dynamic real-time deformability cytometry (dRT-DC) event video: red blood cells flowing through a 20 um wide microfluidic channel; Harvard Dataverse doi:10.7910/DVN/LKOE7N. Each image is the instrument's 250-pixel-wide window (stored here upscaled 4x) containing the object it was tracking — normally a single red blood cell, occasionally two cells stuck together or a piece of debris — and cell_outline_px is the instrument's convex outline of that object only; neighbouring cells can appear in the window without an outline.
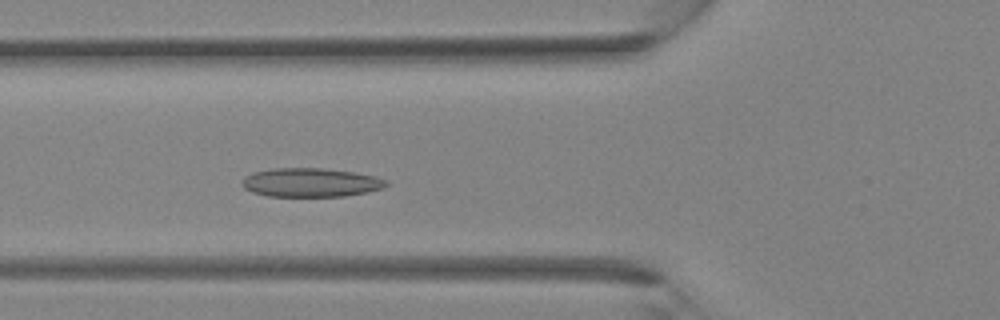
{"species": "Egyptian fruit bat (a non-hibernating species)", "species_latin": "Rousettus aegyptiacus", "temperature_condition": "room temperature", "stored_images_in_passage": 26, "camera_frame_rate_fps": 3000, "um_per_image_px": 0.085, "animal": {"sex": "female"}, "frame": {"image": 1, "passage_image": 3, "time_ms": 0.667, "image_size_px": [1000, 320], "cell_outline_px": [[388, 184], [384, 188], [368, 192], [344, 196], [268, 196], [252, 192], [244, 188], [240, 184], [240, 180], [244, 176], [252, 172], [272, 168], [320, 168], [356, 172], [376, 176], [388, 180]], "centroid_in_image_um": [26.4, 15.5], "position_along_channel_um": 99.4, "area_um2": 24.57}}
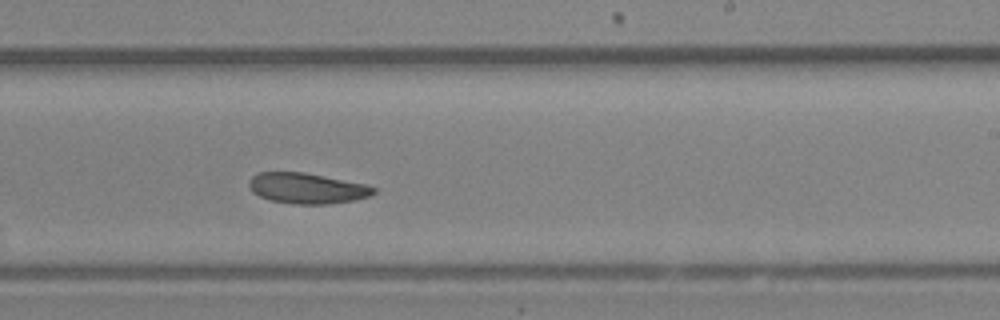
{"frame": {"image": 2, "passage_image": 12, "time_ms": 3.667, "image_size_px": [1000, 320], "cell_outline_px": [[376, 192], [368, 196], [352, 200], [328, 204], [292, 204], [272, 200], [260, 196], [252, 192], [248, 184], [248, 180], [252, 176], [260, 172], [304, 172], [364, 184], [376, 188]], "centroid_in_image_um": [26.05, 16.0], "position_along_channel_um": 262.9, "area_um2": 22.02}}
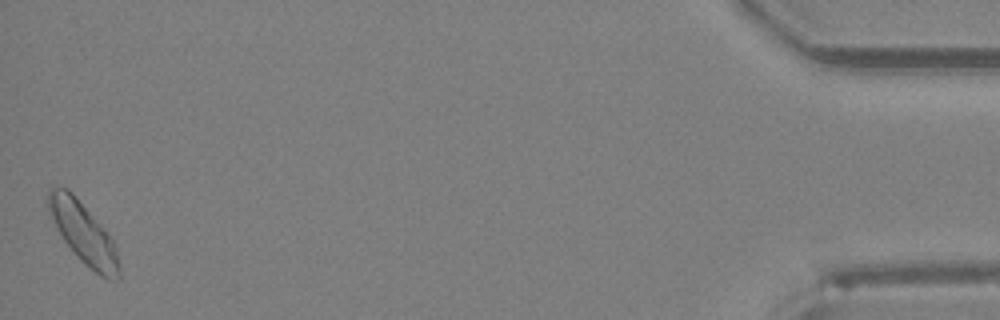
{"frame": {"image": 3, "passage_image": 26, "time_ms": 8.333, "image_size_px": [1000, 320], "cell_outline_px": [[120, 276], [116, 280], [108, 280], [100, 276], [84, 264], [80, 260], [64, 240], [48, 212], [48, 192], [52, 188], [68, 188], [76, 196], [108, 232], [116, 248], [120, 264]], "centroid_in_image_um": [7.13, 19.85], "position_along_channel_um": 428.1, "area_um2": 25.03}}